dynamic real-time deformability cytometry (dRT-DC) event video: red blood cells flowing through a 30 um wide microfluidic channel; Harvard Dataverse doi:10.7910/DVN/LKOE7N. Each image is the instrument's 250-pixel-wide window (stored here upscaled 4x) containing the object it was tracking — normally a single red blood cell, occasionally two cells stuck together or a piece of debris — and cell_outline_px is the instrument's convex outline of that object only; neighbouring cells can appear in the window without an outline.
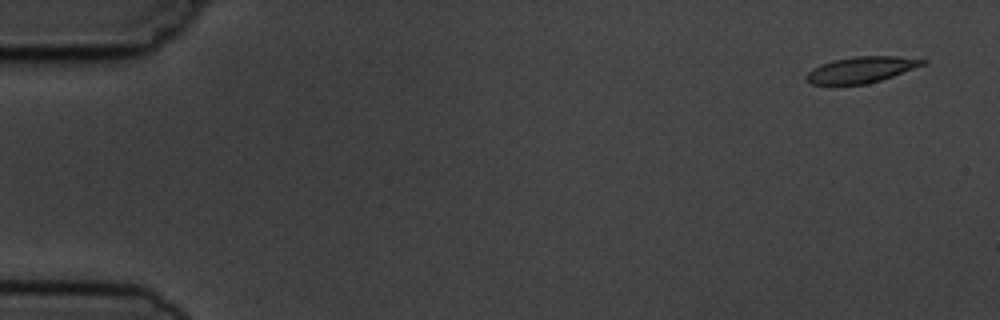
{"species": "common noctule bat (a hibernating species)", "species_latin": "Nyctalus noctula", "temperature_condition": "cold", "stored_images_in_passage": 5, "camera_frame_rate_fps": 3000, "um_per_image_px": 0.085, "animal": {"sex": "male", "body_mass_g": 19.5, "forearm_length_mm": 54.6}, "frame": {"image": 1, "passage_image": 1, "time_ms": 0.0, "image_size_px": [1000, 320], "cell_outline_px": [[928, 60], [924, 64], [892, 76], [868, 84], [812, 84], [804, 76], [812, 68], [820, 64], [832, 60], [856, 56], [896, 56]], "centroid_in_image_um": [73.17, 5.92], "position_along_channel_um": 11.8, "area_um2": 17.46}}
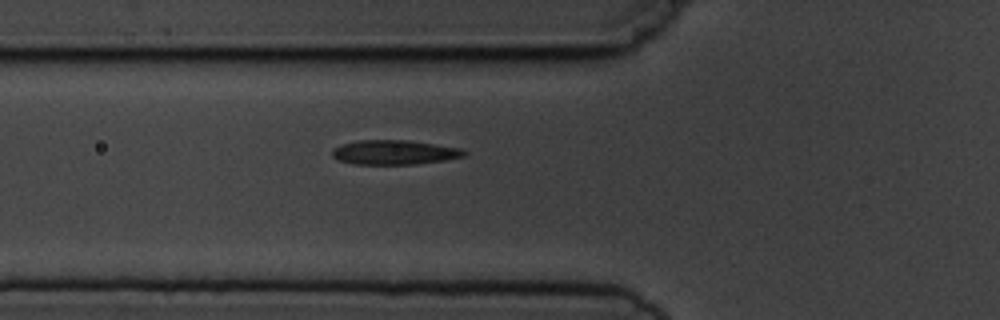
{"frame": {"image": 2, "passage_image": 5, "time_ms": 5.667, "image_size_px": [1000, 320], "cell_outline_px": [[468, 152], [464, 156], [444, 160], [416, 164], [352, 164], [340, 160], [332, 156], [332, 148], [340, 144], [356, 140], [408, 140], [460, 148]], "centroid_in_image_um": [33.48, 12.94], "position_along_channel_um": 92.3, "area_um2": 18.84}}